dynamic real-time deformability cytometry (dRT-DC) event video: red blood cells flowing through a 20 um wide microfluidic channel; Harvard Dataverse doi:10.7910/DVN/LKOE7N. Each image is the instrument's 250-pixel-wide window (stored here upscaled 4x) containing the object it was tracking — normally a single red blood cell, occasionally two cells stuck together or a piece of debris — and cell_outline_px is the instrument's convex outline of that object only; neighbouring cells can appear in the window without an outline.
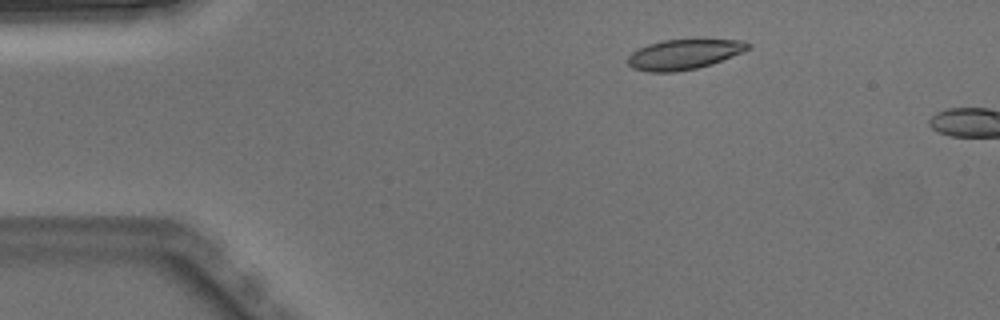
{"species": "Egyptian fruit bat (a non-hibernating species)", "species_latin": "Rousettus aegyptiacus", "temperature_condition": "warm", "stored_images_in_passage": 4, "segment_of_instrument_passage": [2, 2], "camera_frame_rate_fps": 3000, "um_per_image_px": 0.085, "animal": {"sex": "male"}, "frame": {"image": 1, "passage_image": 4, "time_ms": 1.0, "image_size_px": [1000, 320], "cell_outline_px": [[752, 48], [744, 52], [712, 64], [696, 68], [676, 72], [648, 72], [632, 68], [628, 64], [628, 56], [632, 52], [648, 44], [664, 40], [700, 36], [744, 40], [752, 44]], "centroid_in_image_um": [58.25, 4.56], "position_along_channel_um": 26.7, "area_um2": 22.25}}